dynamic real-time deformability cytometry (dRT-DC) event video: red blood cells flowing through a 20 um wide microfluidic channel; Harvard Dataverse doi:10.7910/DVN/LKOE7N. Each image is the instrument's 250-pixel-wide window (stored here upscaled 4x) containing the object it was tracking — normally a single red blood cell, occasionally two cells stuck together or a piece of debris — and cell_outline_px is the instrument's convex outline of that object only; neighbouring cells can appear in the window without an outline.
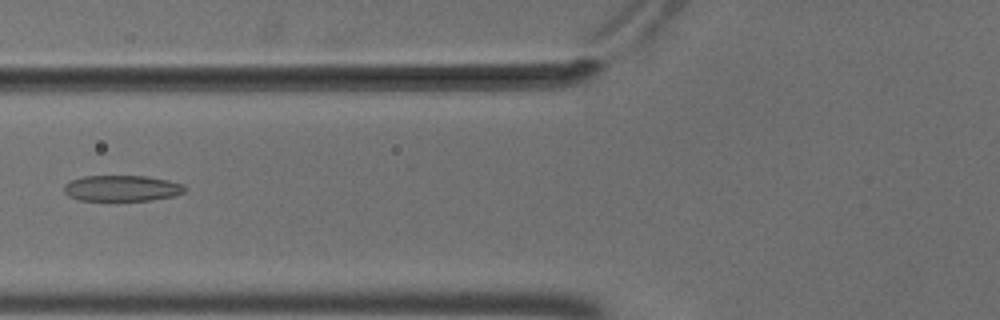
{"species": "common noctule bat (a hibernating species)", "species_latin": "Nyctalus noctula", "temperature_condition": "cold", "stored_images_in_passage": 7, "camera_frame_rate_fps": 3000, "um_per_image_px": 0.085, "animal": {"sex": "male", "body_mass_g": 18.8}, "frame": {"image": 1, "passage_image": 6, "time_ms": 1.667, "image_size_px": [1000, 320], "cell_outline_px": [[184, 192], [176, 196], [152, 200], [76, 200], [68, 196], [64, 192], [64, 184], [72, 180], [84, 176], [148, 176], [168, 180], [184, 184]], "centroid_in_image_um": [10.36, 16.0], "position_along_channel_um": 115.4, "area_um2": 18.32}}
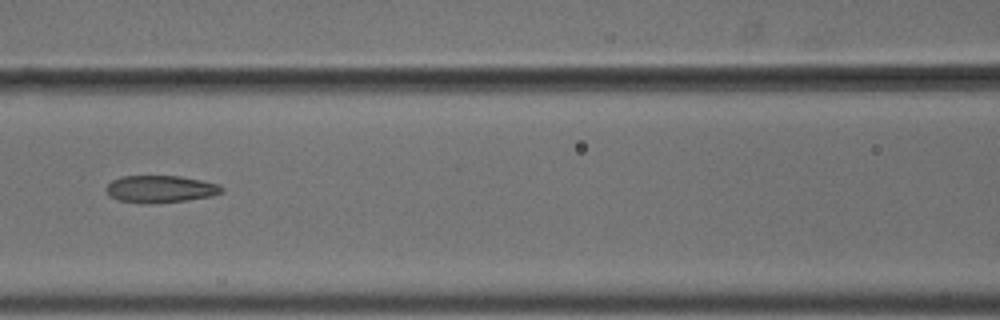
{"frame": {"image": 2, "passage_image": 7, "time_ms": 2.0, "image_size_px": [1000, 320], "cell_outline_px": [[224, 192], [212, 196], [184, 200], [152, 204], [144, 204], [120, 200], [108, 196], [104, 188], [112, 180], [124, 176], [180, 176], [220, 184], [224, 188]], "centroid_in_image_um": [13.63, 16.07], "position_along_channel_um": 153.0, "area_um2": 18.44}}